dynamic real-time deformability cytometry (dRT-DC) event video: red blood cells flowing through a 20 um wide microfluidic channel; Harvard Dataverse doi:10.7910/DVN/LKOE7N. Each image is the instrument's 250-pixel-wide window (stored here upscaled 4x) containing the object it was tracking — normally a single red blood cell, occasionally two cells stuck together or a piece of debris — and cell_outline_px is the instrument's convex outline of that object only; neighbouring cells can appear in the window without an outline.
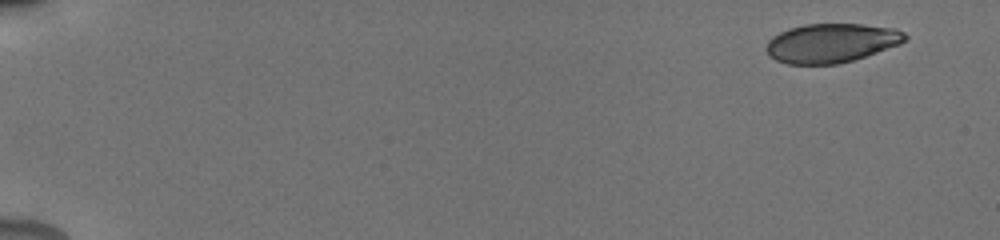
{"species": "human", "species_latin": "Homo sapiens", "temperature_condition": "cold", "stored_images_in_passage": 45, "camera_frame_rate_fps": 3000, "um_per_image_px": 0.085, "donor": {"sex": "male"}, "frame": {"image": 1, "passage_image": 1, "time_ms": 0.0, "image_size_px": [1000, 240], "cell_outline_px": [[908, 40], [900, 44], [852, 60], [836, 64], [788, 64], [776, 60], [768, 56], [764, 48], [768, 40], [772, 36], [788, 28], [804, 24], [860, 24], [896, 28], [904, 32], [908, 36]], "centroid_in_image_um": [70.64, 3.65], "position_along_channel_um": 14.4, "area_um2": 31.79}}
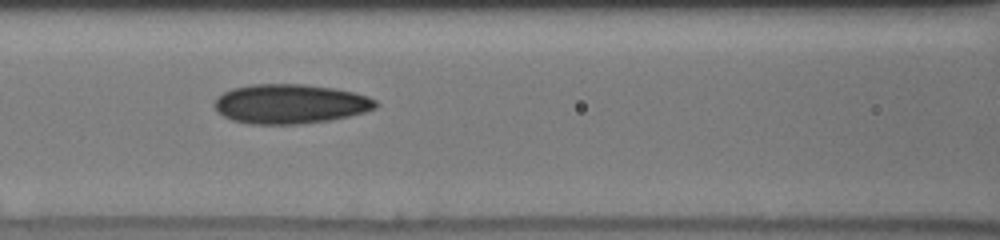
{"frame": {"image": 2, "passage_image": 21, "time_ms": 7.667, "image_size_px": [1000, 240], "cell_outline_px": [[380, 104], [376, 108], [364, 112], [332, 120], [296, 124], [248, 124], [232, 120], [224, 116], [212, 104], [216, 96], [232, 88], [252, 84], [304, 84], [336, 88], [368, 96], [376, 100]], "centroid_in_image_um": [24.66, 8.83], "position_along_channel_um": 141.9, "area_um2": 37.34}}
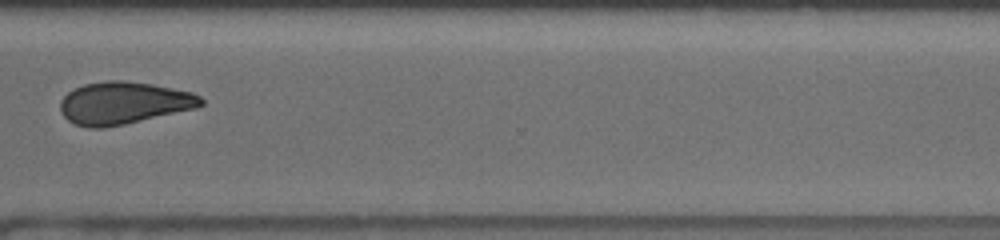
{"frame": {"image": 3, "passage_image": 35, "time_ms": 13.333, "image_size_px": [1000, 240], "cell_outline_px": [[204, 104], [196, 108], [124, 124], [104, 128], [88, 128], [76, 124], [68, 120], [60, 112], [60, 100], [68, 92], [84, 84], [108, 80], [124, 80], [152, 84], [192, 92], [200, 96], [204, 100]], "centroid_in_image_um": [10.5, 8.75], "position_along_channel_um": 360.1, "area_um2": 34.68}, "authors_computed_cell_mechanics": {"area_um2": 34.391, "velocity_mm_per_s": 3.8502, "shape_relaxation_time_tau1_ms": null, "shape_relaxation_time_tau2_ms": 4.6773, "deformation_change_tau1": null, "deformation_change_tau2": 0.0881}}